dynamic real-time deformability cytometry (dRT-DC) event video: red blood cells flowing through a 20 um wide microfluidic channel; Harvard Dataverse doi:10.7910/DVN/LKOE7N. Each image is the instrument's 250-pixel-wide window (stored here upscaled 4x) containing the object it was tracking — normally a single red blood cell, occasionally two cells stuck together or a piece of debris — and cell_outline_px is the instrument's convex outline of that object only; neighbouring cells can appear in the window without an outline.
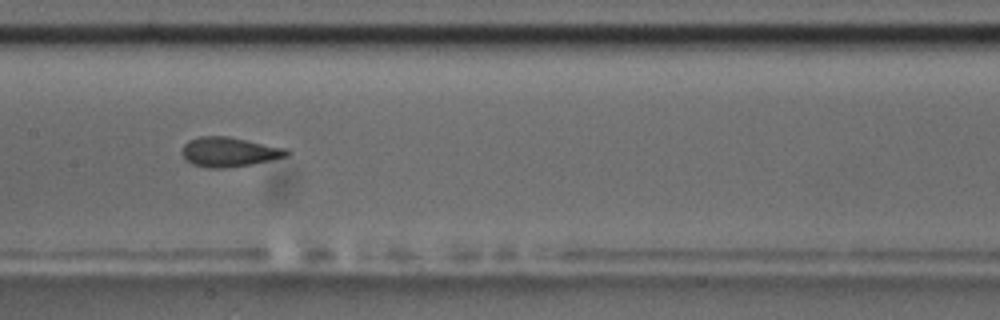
{"species": "common noctule bat (a hibernating species)", "species_latin": "Nyctalus noctula", "temperature_condition": "room temperature", "stored_images_in_passage": 7, "camera_frame_rate_fps": 3000, "um_per_image_px": 0.085, "animal": {"sex": "male", "body_mass_g": 17.5, "forearm_length_mm": 52.3}, "frame": {"image": 1, "passage_image": 6, "time_ms": 6.0, "image_size_px": [1000, 320], "cell_outline_px": [[292, 152], [288, 156], [252, 164], [224, 168], [208, 168], [192, 164], [184, 160], [180, 152], [184, 144], [188, 140], [200, 136], [228, 136], [288, 148]], "centroid_in_image_um": [19.47, 12.91], "position_along_channel_um": 187.9, "area_um2": 18.38}}